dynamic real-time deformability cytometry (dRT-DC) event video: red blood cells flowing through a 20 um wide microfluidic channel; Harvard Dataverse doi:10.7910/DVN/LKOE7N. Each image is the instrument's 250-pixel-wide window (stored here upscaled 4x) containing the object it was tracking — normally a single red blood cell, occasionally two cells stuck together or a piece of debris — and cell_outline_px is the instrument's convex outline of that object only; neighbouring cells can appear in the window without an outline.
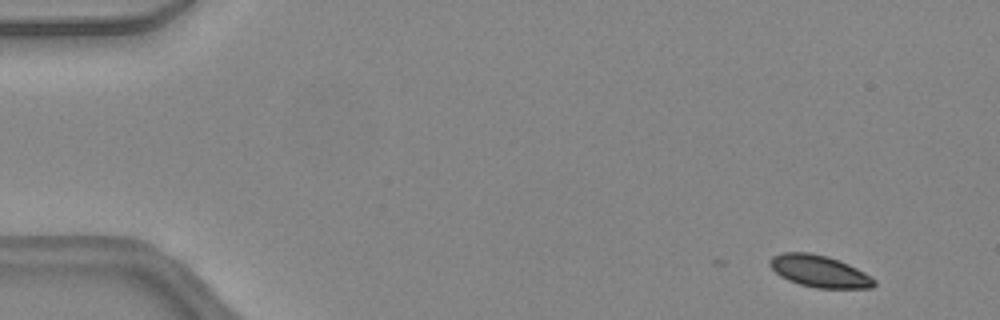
{"species": "common noctule bat (a hibernating species)", "species_latin": "Nyctalus noctula", "temperature_condition": "warm", "stored_images_in_passage": 3, "camera_frame_rate_fps": 3000, "um_per_image_px": 0.085, "animal": {"sex": "female", "body_mass_g": 24.6, "forearm_length_mm": 56.2}, "frame": {"image": 1, "passage_image": 3, "time_ms": 0.667, "image_size_px": [1000, 320], "cell_outline_px": [[876, 284], [872, 288], [816, 288], [800, 284], [788, 280], [780, 276], [768, 264], [768, 260], [772, 256], [780, 252], [808, 252], [828, 256], [848, 264], [872, 276], [876, 280]], "centroid_in_image_um": [69.64, 23.05], "position_along_channel_um": 15.4, "area_um2": 19.54}}